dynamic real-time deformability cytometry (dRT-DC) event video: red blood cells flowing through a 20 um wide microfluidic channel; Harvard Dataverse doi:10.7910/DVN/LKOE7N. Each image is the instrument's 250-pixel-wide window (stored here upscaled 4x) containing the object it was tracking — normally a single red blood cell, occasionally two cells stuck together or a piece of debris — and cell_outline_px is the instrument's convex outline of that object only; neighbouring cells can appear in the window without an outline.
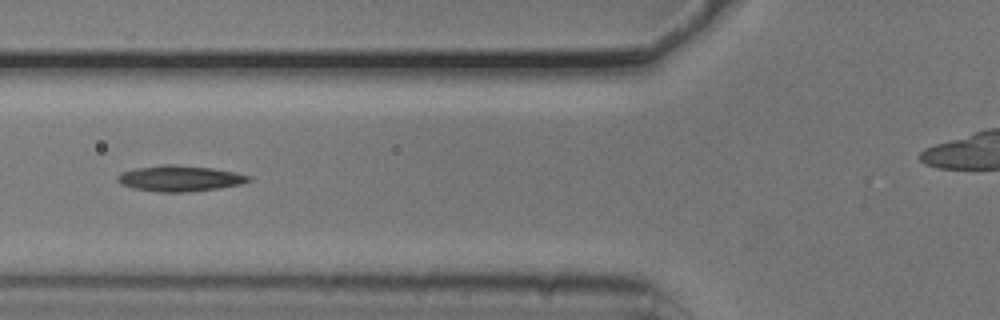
{"species": "common noctule bat (a hibernating species)", "species_latin": "Nyctalus noctula", "temperature_condition": "cold", "stored_images_in_passage": 10, "camera_frame_rate_fps": 3000, "um_per_image_px": 0.085, "animal": {"sex": "male", "body_mass_g": 20.5, "forearm_length_mm": 52.5}, "frame": {"image": 1, "passage_image": 6, "time_ms": 1.667, "image_size_px": [1000, 320], "cell_outline_px": [[252, 180], [240, 184], [216, 188], [180, 192], [160, 192], [132, 188], [120, 184], [116, 180], [116, 176], [120, 172], [136, 168], [164, 164], [172, 164], [212, 168], [236, 172], [252, 176]], "centroid_in_image_um": [15.24, 15.15], "position_along_channel_um": 110.6, "area_um2": 19.71}}
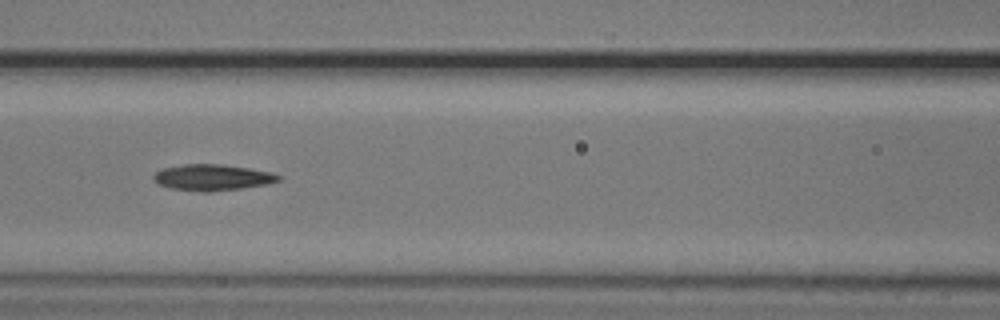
{"frame": {"image": 2, "passage_image": 7, "time_ms": 2.0, "image_size_px": [1000, 320], "cell_outline_px": [[280, 180], [268, 184], [240, 188], [208, 192], [200, 192], [172, 188], [160, 184], [152, 180], [152, 176], [156, 172], [164, 168], [184, 164], [224, 164], [248, 168], [268, 172], [280, 176]], "centroid_in_image_um": [18.02, 15.08], "position_along_channel_um": 148.6, "area_um2": 18.84}}